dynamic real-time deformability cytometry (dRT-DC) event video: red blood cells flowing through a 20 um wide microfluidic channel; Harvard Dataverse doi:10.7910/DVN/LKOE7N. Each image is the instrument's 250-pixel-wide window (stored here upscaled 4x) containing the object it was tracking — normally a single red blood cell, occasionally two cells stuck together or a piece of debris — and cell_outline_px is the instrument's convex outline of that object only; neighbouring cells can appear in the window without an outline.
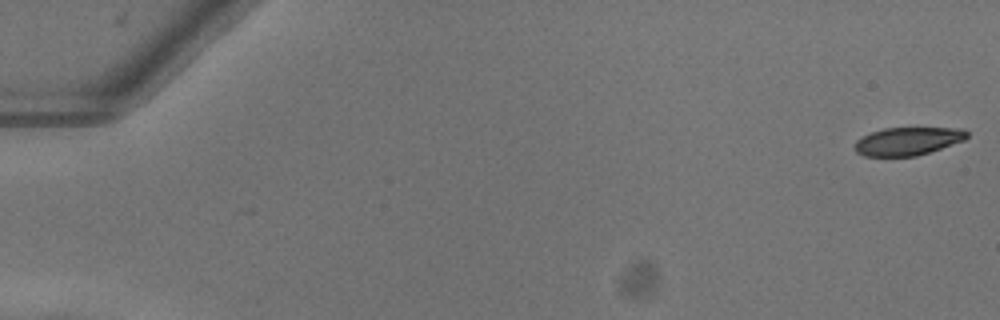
{"species": "common noctule bat (a hibernating species)", "species_latin": "Nyctalus noctula", "temperature_condition": "warm", "stored_images_in_passage": 11, "camera_frame_rate_fps": 3000, "um_per_image_px": 0.085, "animal": {"sex": "female"}, "frame": {"image": 1, "passage_image": 1, "time_ms": 0.0, "image_size_px": [1000, 320], "cell_outline_px": [[968, 136], [964, 140], [916, 156], [864, 156], [856, 152], [856, 140], [872, 132], [884, 128], [964, 128], [968, 132]], "centroid_in_image_um": [77.18, 11.99], "position_along_channel_um": 7.8, "area_um2": 18.09}}